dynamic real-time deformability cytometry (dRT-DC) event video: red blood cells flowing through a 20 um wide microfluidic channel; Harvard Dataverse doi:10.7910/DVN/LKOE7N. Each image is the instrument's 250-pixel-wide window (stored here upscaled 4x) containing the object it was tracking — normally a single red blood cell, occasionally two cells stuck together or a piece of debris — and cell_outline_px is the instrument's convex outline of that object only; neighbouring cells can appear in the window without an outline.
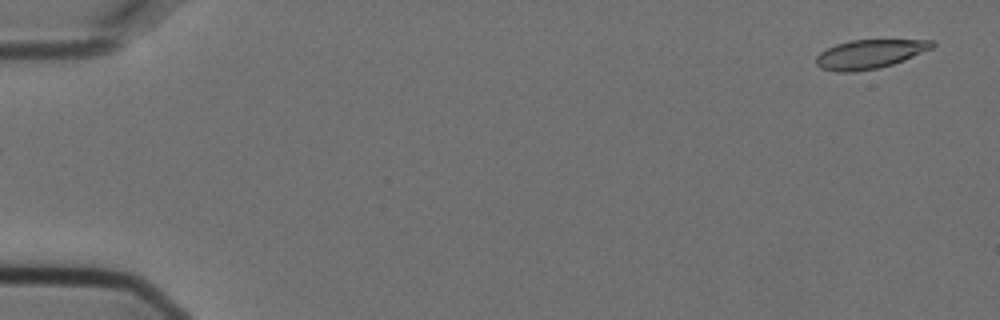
{"species": "Egyptian fruit bat (a non-hibernating species)", "species_latin": "Rousettus aegyptiacus", "temperature_condition": "cold", "stored_images_in_passage": 6, "camera_frame_rate_fps": 3000, "um_per_image_px": 0.085, "animal": {"sex": "female"}, "frame": {"image": 1, "passage_image": 1, "time_ms": 0.0, "image_size_px": [1000, 320], "cell_outline_px": [[936, 44], [932, 48], [904, 60], [880, 68], [852, 72], [836, 72], [820, 68], [816, 64], [816, 56], [820, 52], [836, 44], [852, 40], [932, 40]], "centroid_in_image_um": [73.9, 4.61], "position_along_channel_um": 11.1, "area_um2": 19.54}}
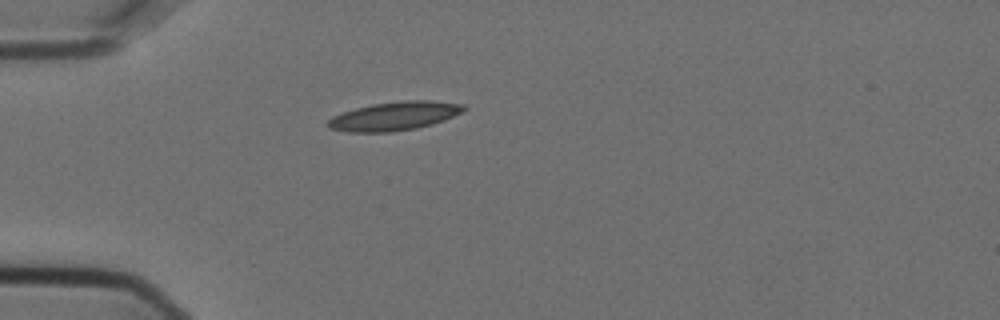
{"frame": {"image": 2, "passage_image": 5, "time_ms": 1.333, "image_size_px": [1000, 320], "cell_outline_px": [[468, 108], [444, 120], [432, 124], [416, 128], [392, 132], [348, 132], [328, 128], [324, 124], [332, 116], [356, 108], [372, 104], [404, 100], [428, 100], [464, 104]], "centroid_in_image_um": [33.49, 9.87], "position_along_channel_um": 51.5, "area_um2": 22.72}}